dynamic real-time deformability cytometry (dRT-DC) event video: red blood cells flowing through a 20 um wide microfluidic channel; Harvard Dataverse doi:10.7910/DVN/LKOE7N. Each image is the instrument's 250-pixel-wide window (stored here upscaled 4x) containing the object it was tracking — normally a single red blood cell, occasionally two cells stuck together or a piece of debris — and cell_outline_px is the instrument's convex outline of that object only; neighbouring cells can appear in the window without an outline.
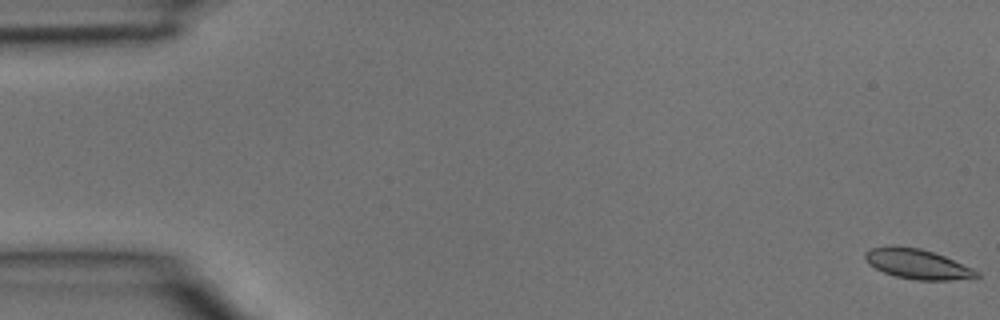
{"species": "common noctule bat (a hibernating species)", "species_latin": "Nyctalus noctula", "temperature_condition": "room temperature", "stored_images_in_passage": 4, "camera_frame_rate_fps": 3000, "um_per_image_px": 0.085, "animal": {"sex": "male", "body_mass_g": 15.6}, "frame": {"image": 1, "passage_image": 1, "time_ms": 0.0, "image_size_px": [1000, 320], "cell_outline_px": [[980, 276], [976, 280], [916, 280], [896, 276], [884, 272], [868, 264], [864, 256], [864, 252], [872, 248], [892, 244], [896, 244], [920, 248], [944, 256], [972, 268], [980, 272]], "centroid_in_image_um": [78.01, 22.44], "position_along_channel_um": 7.0, "area_um2": 19.83}}
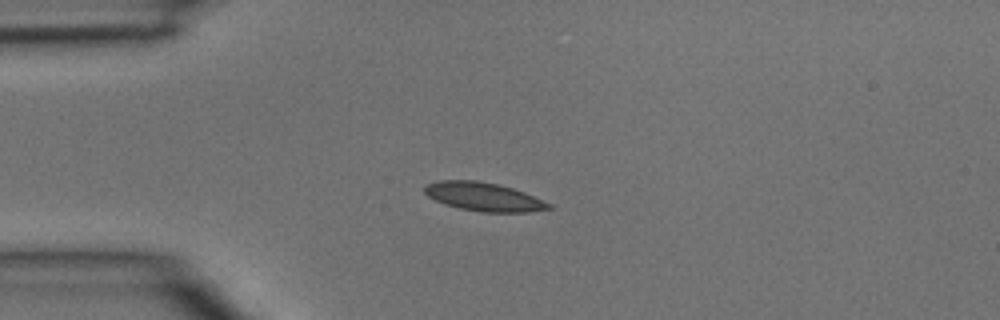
{"frame": {"image": 2, "passage_image": 3, "time_ms": 0.667, "image_size_px": [1000, 320], "cell_outline_px": [[552, 208], [528, 212], [480, 212], [460, 208], [444, 204], [428, 196], [424, 192], [424, 184], [440, 180], [476, 180], [496, 184], [512, 188], [524, 192], [552, 204]], "centroid_in_image_um": [41.09, 16.72], "position_along_channel_um": 43.9, "area_um2": 20.63}}